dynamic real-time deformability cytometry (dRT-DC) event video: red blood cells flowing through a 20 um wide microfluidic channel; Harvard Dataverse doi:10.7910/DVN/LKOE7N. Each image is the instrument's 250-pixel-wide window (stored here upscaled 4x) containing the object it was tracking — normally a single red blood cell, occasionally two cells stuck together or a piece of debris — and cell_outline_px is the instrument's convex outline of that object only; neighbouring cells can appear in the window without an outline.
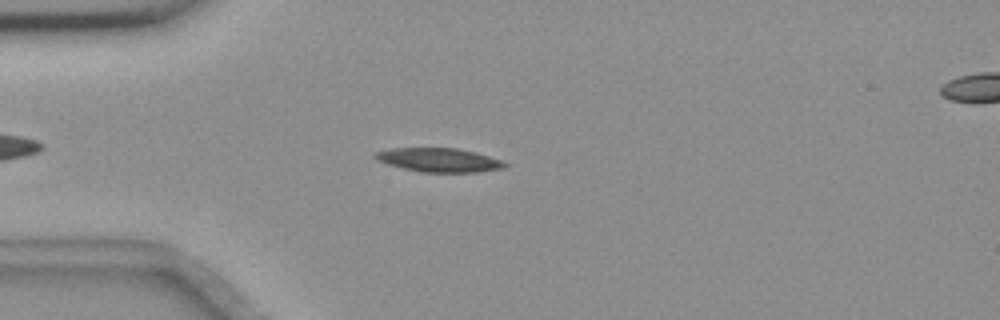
{"species": "common noctule bat (a hibernating species)", "species_latin": "Nyctalus noctula", "temperature_condition": "room temperature", "stored_images_in_passage": 49, "camera_frame_rate_fps": 3000, "um_per_image_px": 0.085, "animal": {"sex": "female", "body_mass_g": 18.4}, "frame": {"image": 1, "passage_image": 8, "time_ms": 2.333, "image_size_px": [1000, 320], "cell_outline_px": [[508, 164], [504, 168], [476, 172], [420, 172], [388, 164], [376, 160], [372, 156], [376, 152], [392, 148], [456, 148], [476, 152], [500, 160]], "centroid_in_image_um": [37.29, 13.6], "position_along_channel_um": 47.7, "area_um2": 17.92}}
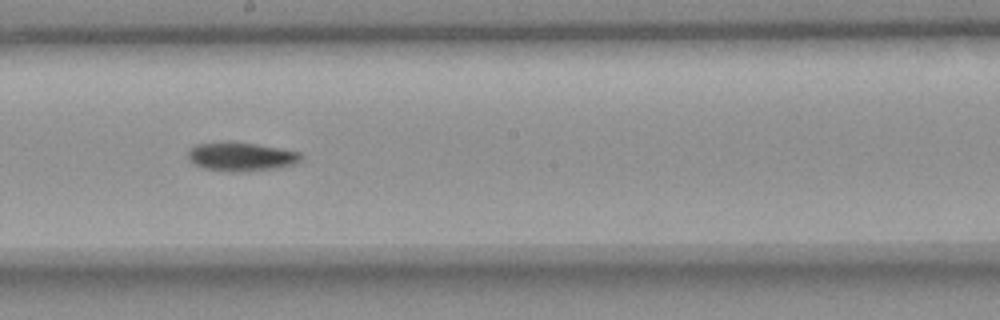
{"frame": {"image": 2, "passage_image": 24, "time_ms": 7.667, "image_size_px": [1000, 320], "cell_outline_px": [[304, 156], [296, 164], [276, 168], [240, 172], [228, 172], [204, 168], [196, 164], [188, 156], [188, 152], [196, 144], [228, 140], [256, 144], [280, 148], [300, 152]], "centroid_in_image_um": [20.53, 13.3], "position_along_channel_um": 227.7, "area_um2": 19.13}}
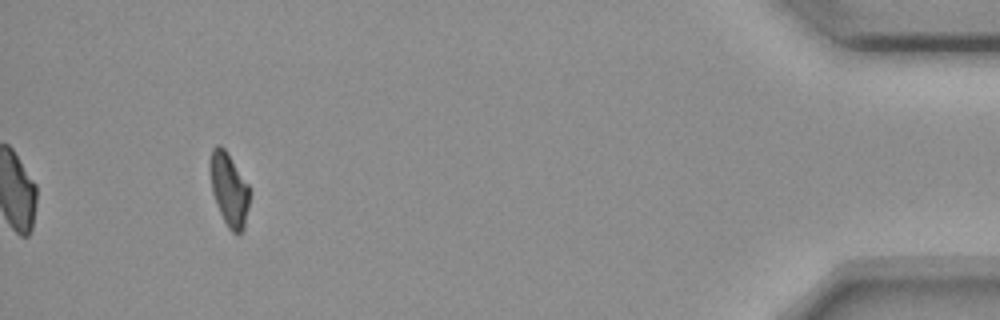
{"frame": {"image": 3, "passage_image": 45, "time_ms": 14.667, "image_size_px": [1000, 320], "cell_outline_px": [[248, 208], [244, 228], [240, 232], [232, 232], [228, 228], [220, 212], [212, 192], [208, 168], [208, 160], [212, 148], [216, 144], [220, 144], [228, 152], [248, 184]], "centroid_in_image_um": [19.42, 16.02], "position_along_channel_um": 415.8, "area_um2": 16.94}, "authors_computed_cell_mechanics": {"area_um2": 18.0336, "velocity_mm_per_s": 3.6593, "shape_relaxation_time_tau1_ms": 5.01, "shape_relaxation_time_tau2_ms": null, "deformation_change_tau1": 0.1358, "deformation_change_tau2": null}}